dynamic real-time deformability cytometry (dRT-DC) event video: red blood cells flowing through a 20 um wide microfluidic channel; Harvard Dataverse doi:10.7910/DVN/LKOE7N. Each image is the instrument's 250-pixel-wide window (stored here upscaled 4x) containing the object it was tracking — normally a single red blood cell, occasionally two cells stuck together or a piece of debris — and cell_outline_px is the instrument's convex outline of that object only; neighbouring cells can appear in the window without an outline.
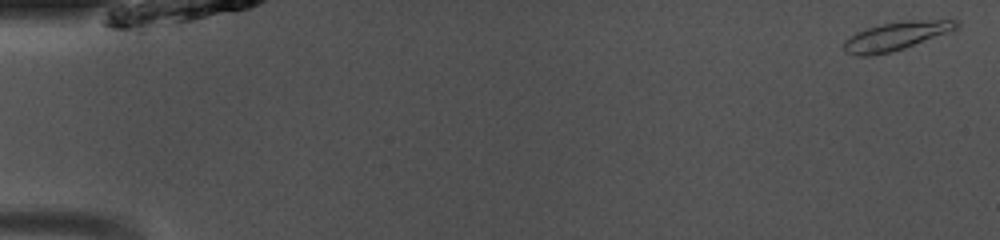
{"species": "common noctule bat (a hibernating species)", "species_latin": "Nyctalus noctula", "temperature_condition": "room temperature", "stored_images_in_passage": 49, "camera_frame_rate_fps": 3000, "um_per_image_px": 0.085, "animal": {"sex": "male", "body_mass_g": 13.0, "forearm_length_mm": 53.1}, "frame": {"image": 1, "passage_image": 1, "time_ms": 0.0, "image_size_px": [1000, 240], "cell_outline_px": [[960, 24], [956, 28], [904, 48], [892, 52], [868, 56], [856, 56], [844, 52], [840, 48], [844, 40], [856, 32], [880, 24], [908, 20], [956, 20]], "centroid_in_image_um": [76.03, 3.08], "position_along_channel_um": 9.0, "area_um2": 18.44}}
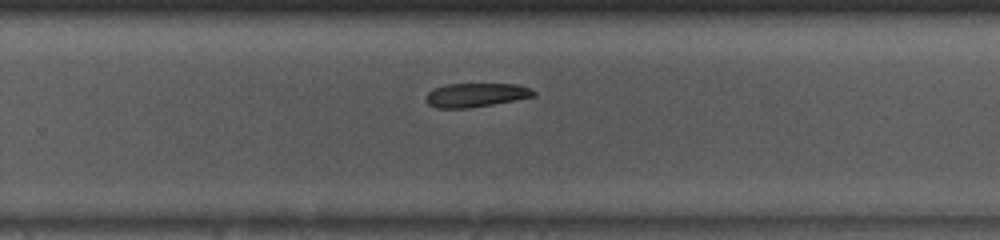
{"frame": {"image": 2, "passage_image": 32, "time_ms": 10.333, "image_size_px": [1000, 240], "cell_outline_px": [[536, 96], [516, 100], [468, 108], [436, 108], [428, 104], [424, 100], [424, 96], [432, 88], [448, 84], [516, 84], [528, 88], [536, 92]], "centroid_in_image_um": [40.4, 8.08], "position_along_channel_um": 289.4, "area_um2": 15.09}}
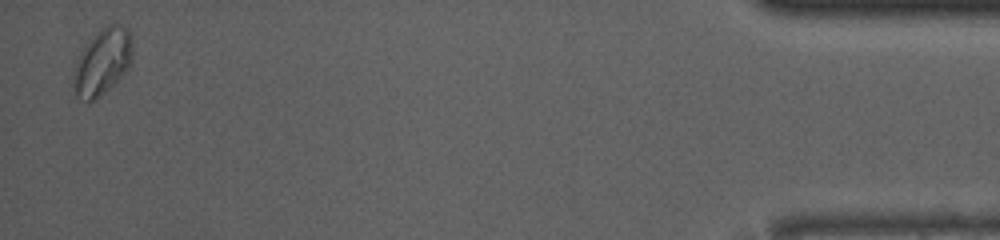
{"frame": {"image": 3, "passage_image": 48, "time_ms": 15.667, "image_size_px": [1000, 240], "cell_outline_px": [[132, 60], [128, 68], [104, 92], [92, 100], [88, 100], [76, 96], [76, 64], [88, 40], [108, 24], [112, 24], [128, 28], [132, 36]], "centroid_in_image_um": [8.78, 5.18], "position_along_channel_um": 426.4, "area_um2": 21.68}, "authors_computed_cell_mechanics": {"area_um2": 17.2244, "velocity_mm_per_s": 4.0789, "shape_relaxation_time_tau1_ms": null, "shape_relaxation_time_tau2_ms": 6.2246, "deformation_change_tau1": null, "deformation_change_tau2": 0.1447}}